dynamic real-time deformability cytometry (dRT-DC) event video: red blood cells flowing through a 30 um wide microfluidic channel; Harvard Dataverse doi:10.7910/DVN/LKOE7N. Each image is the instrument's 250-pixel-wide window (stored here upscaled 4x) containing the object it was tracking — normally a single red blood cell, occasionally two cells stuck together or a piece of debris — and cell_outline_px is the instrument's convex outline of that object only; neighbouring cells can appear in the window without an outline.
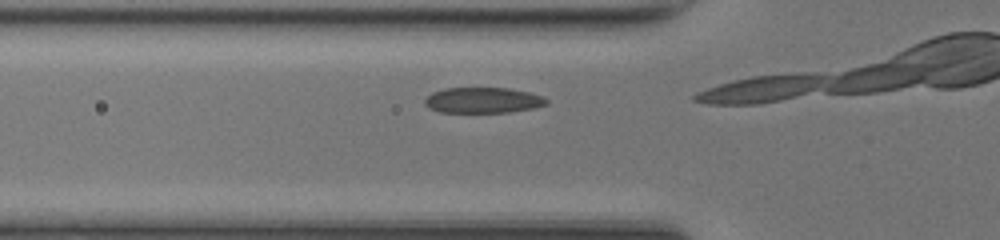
{"species": "common noctule bat (a hibernating species)", "species_latin": "Nyctalus noctula", "temperature_condition": "room temperature", "stored_images_in_passage": 4, "camera_frame_rate_fps": 3000, "um_per_image_px": 0.085, "animal": {"sex": "female", "body_mass_g": 17.0, "forearm_length_mm": 48.0}, "frame": {"image": 1, "passage_image": 3, "time_ms": 0.667, "image_size_px": [1000, 240], "cell_outline_px": [[548, 104], [532, 108], [508, 112], [440, 112], [428, 108], [424, 104], [424, 100], [432, 92], [444, 88], [508, 88], [528, 92], [544, 96], [548, 100]], "centroid_in_image_um": [41.04, 8.52], "position_along_channel_um": 84.8, "area_um2": 18.21}}